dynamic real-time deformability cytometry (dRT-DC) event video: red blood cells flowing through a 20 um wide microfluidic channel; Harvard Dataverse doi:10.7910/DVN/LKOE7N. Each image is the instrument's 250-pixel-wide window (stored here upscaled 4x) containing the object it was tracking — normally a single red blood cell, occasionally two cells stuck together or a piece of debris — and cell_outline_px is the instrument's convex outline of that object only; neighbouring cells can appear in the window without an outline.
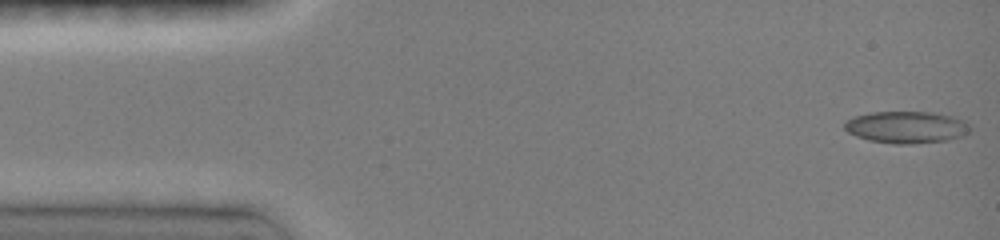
{"species": "common noctule bat (a hibernating species)", "species_latin": "Nyctalus noctula", "temperature_condition": "room temperature", "stored_images_in_passage": 34, "camera_frame_rate_fps": 3000, "um_per_image_px": 0.085, "animal": {"sex": "female", "body_mass_g": 19.0, "forearm_length_mm": 51.5}, "frame": {"image": 1, "passage_image": 1, "time_ms": 0.0, "image_size_px": [1000, 240], "cell_outline_px": [[972, 128], [968, 132], [960, 136], [948, 140], [912, 144], [892, 144], [868, 140], [856, 136], [848, 132], [844, 128], [844, 120], [856, 116], [872, 112], [932, 112], [952, 116], [964, 120]], "centroid_in_image_um": [77.03, 10.81], "position_along_channel_um": 8.0, "area_um2": 23.47}}
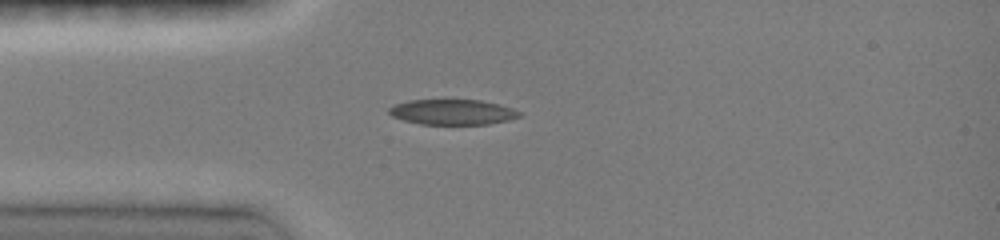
{"frame": {"image": 2, "passage_image": 13, "time_ms": 3.667, "image_size_px": [1000, 240], "cell_outline_px": [[520, 116], [508, 120], [488, 124], [420, 124], [404, 120], [392, 116], [388, 112], [388, 108], [392, 104], [408, 100], [480, 100], [512, 108], [520, 112]], "centroid_in_image_um": [38.4, 9.52], "position_along_channel_um": 46.6, "area_um2": 19.13}}
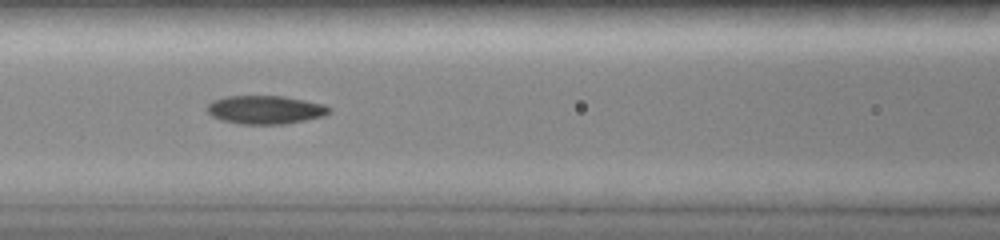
{"frame": {"image": 3, "passage_image": 27, "time_ms": 6.333, "image_size_px": [1000, 240], "cell_outline_px": [[332, 112], [324, 116], [284, 124], [240, 124], [220, 120], [212, 116], [208, 112], [208, 104], [212, 100], [224, 96], [284, 96], [324, 104], [332, 108]], "centroid_in_image_um": [22.56, 9.33], "position_along_channel_um": 144.0, "area_um2": 20.35}}